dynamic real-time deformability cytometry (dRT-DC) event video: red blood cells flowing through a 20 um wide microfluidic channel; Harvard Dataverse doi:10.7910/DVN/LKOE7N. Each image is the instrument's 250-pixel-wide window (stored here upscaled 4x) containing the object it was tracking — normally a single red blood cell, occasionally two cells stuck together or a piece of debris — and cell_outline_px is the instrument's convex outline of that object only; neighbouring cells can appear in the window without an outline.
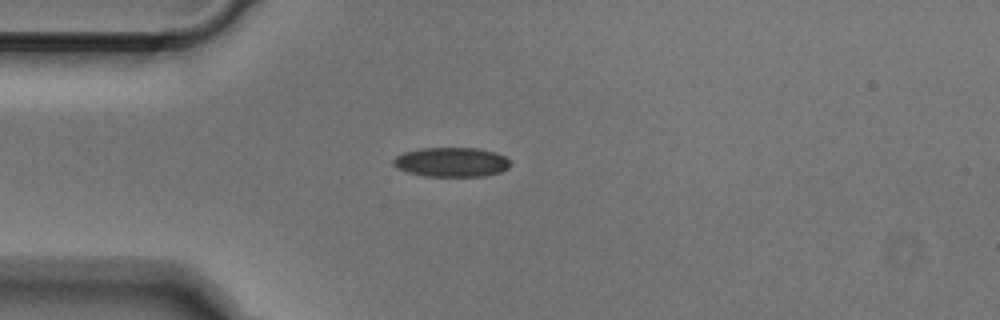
{"species": "Egyptian fruit bat (a non-hibernating species)", "species_latin": "Rousettus aegyptiacus", "temperature_condition": "cold", "stored_images_in_passage": 38, "camera_frame_rate_fps": 3000, "um_per_image_px": 0.085, "animal": {"sex": "male"}, "frame": {"image": 1, "passage_image": 1, "time_ms": 0.0, "image_size_px": [1000, 320], "cell_outline_px": [[508, 168], [500, 172], [484, 176], [424, 176], [408, 172], [396, 168], [392, 164], [392, 160], [396, 156], [404, 152], [420, 148], [476, 148], [496, 152], [504, 156], [508, 160]], "centroid_in_image_um": [38.33, 13.78], "position_along_channel_um": 46.7, "area_um2": 20.06}}
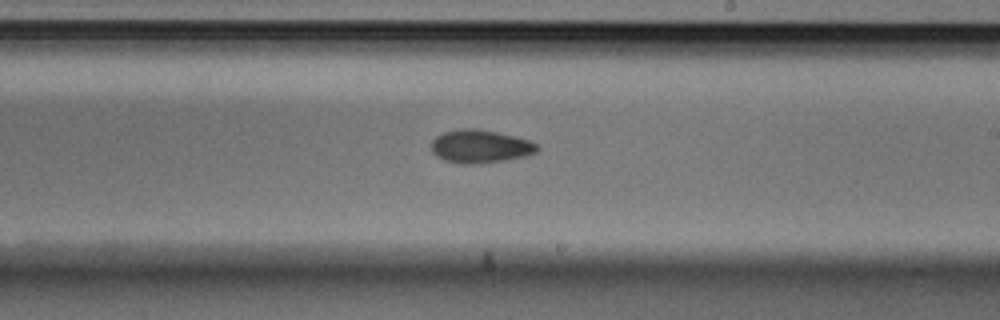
{"frame": {"image": 2, "passage_image": 17, "time_ms": 5.333, "image_size_px": [1000, 320], "cell_outline_px": [[540, 148], [536, 152], [524, 156], [504, 160], [476, 164], [460, 164], [444, 160], [436, 156], [432, 152], [432, 140], [436, 136], [444, 132], [464, 128], [476, 128], [496, 132], [528, 140], [536, 144]], "centroid_in_image_um": [40.78, 12.45], "position_along_channel_um": 248.2, "area_um2": 20.29}}
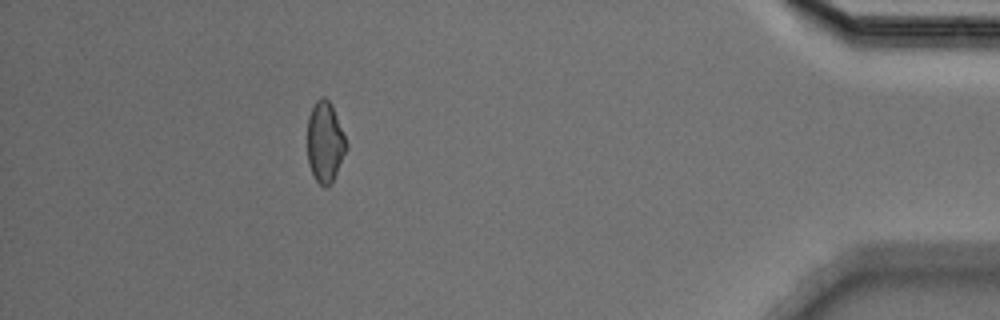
{"frame": {"image": 3, "passage_image": 33, "time_ms": 10.667, "image_size_px": [1000, 320], "cell_outline_px": [[348, 148], [332, 184], [324, 188], [316, 180], [308, 164], [308, 116], [316, 100], [320, 96], [324, 96], [328, 100], [332, 108], [348, 144]], "centroid_in_image_um": [27.63, 12.12], "position_along_channel_um": 407.6, "area_um2": 18.26}}